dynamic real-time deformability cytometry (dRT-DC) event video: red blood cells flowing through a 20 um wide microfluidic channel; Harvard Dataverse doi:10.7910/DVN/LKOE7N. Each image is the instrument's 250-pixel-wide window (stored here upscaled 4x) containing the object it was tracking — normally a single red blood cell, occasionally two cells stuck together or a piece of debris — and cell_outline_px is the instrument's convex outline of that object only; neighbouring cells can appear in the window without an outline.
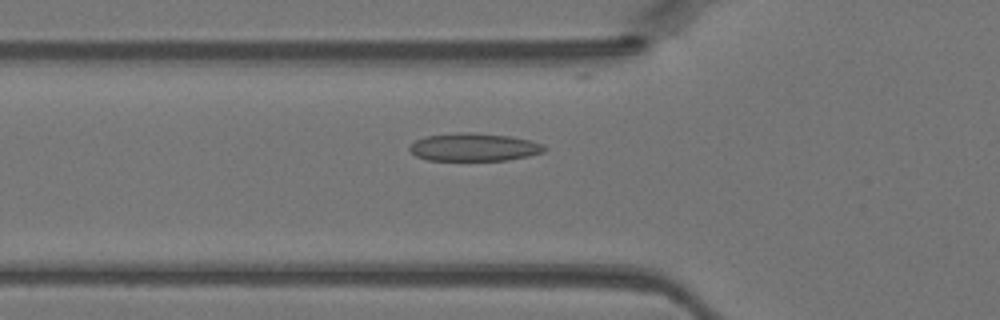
{"species": "Egyptian fruit bat (a non-hibernating species)", "species_latin": "Rousettus aegyptiacus", "temperature_condition": "warm", "stored_images_in_passage": 41, "camera_frame_rate_fps": 3000, "um_per_image_px": 0.085, "animal": {"sex": "female"}, "frame": {"image": 1, "passage_image": 12, "time_ms": 3.667, "image_size_px": [1000, 320], "cell_outline_px": [[548, 148], [544, 152], [528, 156], [508, 160], [428, 160], [416, 156], [408, 148], [416, 140], [424, 136], [456, 132], [472, 132], [512, 136], [544, 144]], "centroid_in_image_um": [40.31, 12.5], "position_along_channel_um": 85.5, "area_um2": 22.08}}
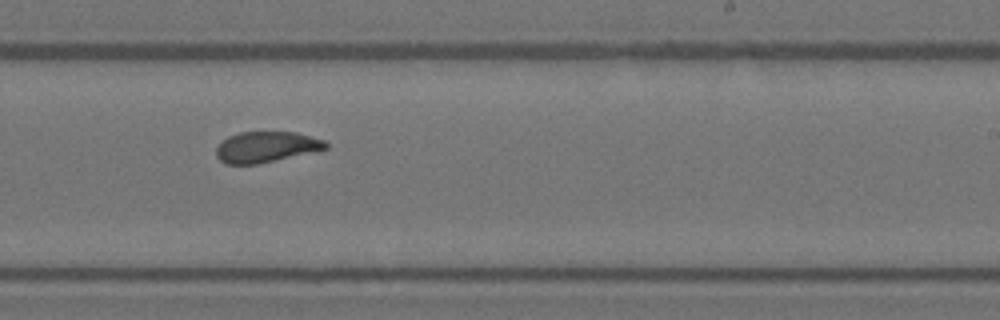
{"frame": {"image": 2, "passage_image": 24, "time_ms": 7.667, "image_size_px": [1000, 320], "cell_outline_px": [[328, 148], [256, 164], [224, 164], [216, 156], [216, 148], [228, 136], [240, 132], [296, 132], [324, 140], [328, 144]], "centroid_in_image_um": [22.59, 12.48], "position_along_channel_um": 266.4, "area_um2": 19.36}}
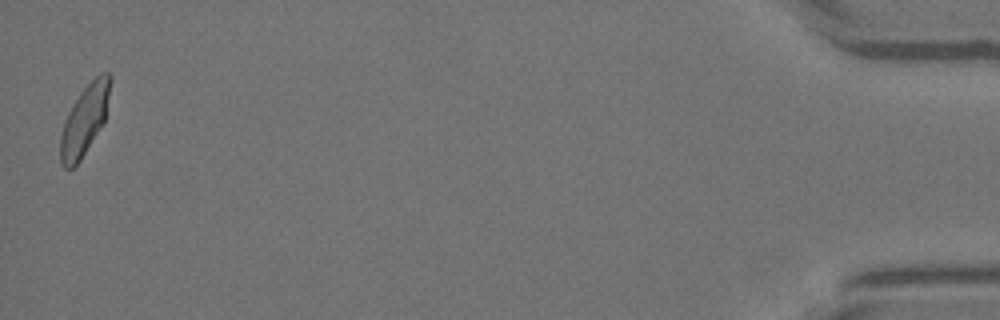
{"frame": {"image": 3, "passage_image": 41, "time_ms": 13.333, "image_size_px": [1000, 320], "cell_outline_px": [[112, 80], [104, 124], [80, 160], [72, 168], [64, 168], [60, 164], [60, 136], [68, 112], [72, 104], [80, 92], [100, 72], [108, 72], [112, 76]], "centroid_in_image_um": [7.21, 10.18], "position_along_channel_um": 428.0, "area_um2": 20.4}}